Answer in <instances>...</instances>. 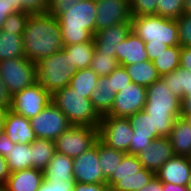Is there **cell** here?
<instances>
[{
  "instance_id": "1",
  "label": "cell",
  "mask_w": 191,
  "mask_h": 191,
  "mask_svg": "<svg viewBox=\"0 0 191 191\" xmlns=\"http://www.w3.org/2000/svg\"><path fill=\"white\" fill-rule=\"evenodd\" d=\"M24 56L38 63L64 48L59 21L48 12L30 14L23 32Z\"/></svg>"
},
{
  "instance_id": "2",
  "label": "cell",
  "mask_w": 191,
  "mask_h": 191,
  "mask_svg": "<svg viewBox=\"0 0 191 191\" xmlns=\"http://www.w3.org/2000/svg\"><path fill=\"white\" fill-rule=\"evenodd\" d=\"M144 111L149 115L153 130L159 137H169L175 120L181 116V99L169 91L160 78L146 88Z\"/></svg>"
},
{
  "instance_id": "3",
  "label": "cell",
  "mask_w": 191,
  "mask_h": 191,
  "mask_svg": "<svg viewBox=\"0 0 191 191\" xmlns=\"http://www.w3.org/2000/svg\"><path fill=\"white\" fill-rule=\"evenodd\" d=\"M96 16V0H76L71 9L58 18L64 45L94 42Z\"/></svg>"
},
{
  "instance_id": "4",
  "label": "cell",
  "mask_w": 191,
  "mask_h": 191,
  "mask_svg": "<svg viewBox=\"0 0 191 191\" xmlns=\"http://www.w3.org/2000/svg\"><path fill=\"white\" fill-rule=\"evenodd\" d=\"M131 31L145 42V46H179L176 19L158 15L132 17Z\"/></svg>"
},
{
  "instance_id": "5",
  "label": "cell",
  "mask_w": 191,
  "mask_h": 191,
  "mask_svg": "<svg viewBox=\"0 0 191 191\" xmlns=\"http://www.w3.org/2000/svg\"><path fill=\"white\" fill-rule=\"evenodd\" d=\"M67 117L71 125L99 127L101 116L89 98L67 86L52 94L51 100Z\"/></svg>"
},
{
  "instance_id": "6",
  "label": "cell",
  "mask_w": 191,
  "mask_h": 191,
  "mask_svg": "<svg viewBox=\"0 0 191 191\" xmlns=\"http://www.w3.org/2000/svg\"><path fill=\"white\" fill-rule=\"evenodd\" d=\"M37 65V81L51 94L69 86L78 69L64 49L42 58Z\"/></svg>"
},
{
  "instance_id": "7",
  "label": "cell",
  "mask_w": 191,
  "mask_h": 191,
  "mask_svg": "<svg viewBox=\"0 0 191 191\" xmlns=\"http://www.w3.org/2000/svg\"><path fill=\"white\" fill-rule=\"evenodd\" d=\"M0 78L12 97L37 82V65L26 57L2 60L0 61Z\"/></svg>"
},
{
  "instance_id": "8",
  "label": "cell",
  "mask_w": 191,
  "mask_h": 191,
  "mask_svg": "<svg viewBox=\"0 0 191 191\" xmlns=\"http://www.w3.org/2000/svg\"><path fill=\"white\" fill-rule=\"evenodd\" d=\"M98 139V127L71 125L55 140V149L59 154L76 158L87 151Z\"/></svg>"
},
{
  "instance_id": "9",
  "label": "cell",
  "mask_w": 191,
  "mask_h": 191,
  "mask_svg": "<svg viewBox=\"0 0 191 191\" xmlns=\"http://www.w3.org/2000/svg\"><path fill=\"white\" fill-rule=\"evenodd\" d=\"M52 100V94L38 81L11 97L10 109L28 119L35 117Z\"/></svg>"
},
{
  "instance_id": "10",
  "label": "cell",
  "mask_w": 191,
  "mask_h": 191,
  "mask_svg": "<svg viewBox=\"0 0 191 191\" xmlns=\"http://www.w3.org/2000/svg\"><path fill=\"white\" fill-rule=\"evenodd\" d=\"M133 128L128 118L104 115L98 127V138L108 147L128 154Z\"/></svg>"
},
{
  "instance_id": "11",
  "label": "cell",
  "mask_w": 191,
  "mask_h": 191,
  "mask_svg": "<svg viewBox=\"0 0 191 191\" xmlns=\"http://www.w3.org/2000/svg\"><path fill=\"white\" fill-rule=\"evenodd\" d=\"M30 124L36 138L53 141L71 126L65 114L52 101L30 119Z\"/></svg>"
},
{
  "instance_id": "12",
  "label": "cell",
  "mask_w": 191,
  "mask_h": 191,
  "mask_svg": "<svg viewBox=\"0 0 191 191\" xmlns=\"http://www.w3.org/2000/svg\"><path fill=\"white\" fill-rule=\"evenodd\" d=\"M74 181L82 184H107L98 157V139L87 151L73 158Z\"/></svg>"
},
{
  "instance_id": "13",
  "label": "cell",
  "mask_w": 191,
  "mask_h": 191,
  "mask_svg": "<svg viewBox=\"0 0 191 191\" xmlns=\"http://www.w3.org/2000/svg\"><path fill=\"white\" fill-rule=\"evenodd\" d=\"M146 99V87L131 82L116 93L113 107L107 115L128 118L144 109Z\"/></svg>"
},
{
  "instance_id": "14",
  "label": "cell",
  "mask_w": 191,
  "mask_h": 191,
  "mask_svg": "<svg viewBox=\"0 0 191 191\" xmlns=\"http://www.w3.org/2000/svg\"><path fill=\"white\" fill-rule=\"evenodd\" d=\"M95 33L132 19L129 0H96Z\"/></svg>"
},
{
  "instance_id": "15",
  "label": "cell",
  "mask_w": 191,
  "mask_h": 191,
  "mask_svg": "<svg viewBox=\"0 0 191 191\" xmlns=\"http://www.w3.org/2000/svg\"><path fill=\"white\" fill-rule=\"evenodd\" d=\"M174 155L169 137H158L140 150L136 157L143 168L156 174L161 166Z\"/></svg>"
},
{
  "instance_id": "16",
  "label": "cell",
  "mask_w": 191,
  "mask_h": 191,
  "mask_svg": "<svg viewBox=\"0 0 191 191\" xmlns=\"http://www.w3.org/2000/svg\"><path fill=\"white\" fill-rule=\"evenodd\" d=\"M130 31L131 22H126L96 32L93 37L95 51L109 57H116L118 45L126 39Z\"/></svg>"
},
{
  "instance_id": "17",
  "label": "cell",
  "mask_w": 191,
  "mask_h": 191,
  "mask_svg": "<svg viewBox=\"0 0 191 191\" xmlns=\"http://www.w3.org/2000/svg\"><path fill=\"white\" fill-rule=\"evenodd\" d=\"M128 120L133 128V136L130 140L128 154L137 155L140 150L148 146L159 136L156 130H153L151 119L144 110L128 117Z\"/></svg>"
},
{
  "instance_id": "18",
  "label": "cell",
  "mask_w": 191,
  "mask_h": 191,
  "mask_svg": "<svg viewBox=\"0 0 191 191\" xmlns=\"http://www.w3.org/2000/svg\"><path fill=\"white\" fill-rule=\"evenodd\" d=\"M161 79L169 91L182 100L181 114H191V72L179 66Z\"/></svg>"
},
{
  "instance_id": "19",
  "label": "cell",
  "mask_w": 191,
  "mask_h": 191,
  "mask_svg": "<svg viewBox=\"0 0 191 191\" xmlns=\"http://www.w3.org/2000/svg\"><path fill=\"white\" fill-rule=\"evenodd\" d=\"M3 131L15 144H31L35 139L30 119L7 109L3 118Z\"/></svg>"
},
{
  "instance_id": "20",
  "label": "cell",
  "mask_w": 191,
  "mask_h": 191,
  "mask_svg": "<svg viewBox=\"0 0 191 191\" xmlns=\"http://www.w3.org/2000/svg\"><path fill=\"white\" fill-rule=\"evenodd\" d=\"M191 163L187 156L174 155L165 162L155 176L162 183L188 186Z\"/></svg>"
},
{
  "instance_id": "21",
  "label": "cell",
  "mask_w": 191,
  "mask_h": 191,
  "mask_svg": "<svg viewBox=\"0 0 191 191\" xmlns=\"http://www.w3.org/2000/svg\"><path fill=\"white\" fill-rule=\"evenodd\" d=\"M118 46L116 59L121 66L137 64L149 60L145 42L132 31H130L126 39Z\"/></svg>"
},
{
  "instance_id": "22",
  "label": "cell",
  "mask_w": 191,
  "mask_h": 191,
  "mask_svg": "<svg viewBox=\"0 0 191 191\" xmlns=\"http://www.w3.org/2000/svg\"><path fill=\"white\" fill-rule=\"evenodd\" d=\"M44 180L42 170L36 168L11 172L5 187L7 191H38Z\"/></svg>"
},
{
  "instance_id": "23",
  "label": "cell",
  "mask_w": 191,
  "mask_h": 191,
  "mask_svg": "<svg viewBox=\"0 0 191 191\" xmlns=\"http://www.w3.org/2000/svg\"><path fill=\"white\" fill-rule=\"evenodd\" d=\"M115 90H113L112 79L108 76L99 77L96 89L91 93L90 100L96 112L102 117L107 115L115 101Z\"/></svg>"
},
{
  "instance_id": "24",
  "label": "cell",
  "mask_w": 191,
  "mask_h": 191,
  "mask_svg": "<svg viewBox=\"0 0 191 191\" xmlns=\"http://www.w3.org/2000/svg\"><path fill=\"white\" fill-rule=\"evenodd\" d=\"M47 181L75 182L73 176V158L55 153L47 167L43 170Z\"/></svg>"
},
{
  "instance_id": "25",
  "label": "cell",
  "mask_w": 191,
  "mask_h": 191,
  "mask_svg": "<svg viewBox=\"0 0 191 191\" xmlns=\"http://www.w3.org/2000/svg\"><path fill=\"white\" fill-rule=\"evenodd\" d=\"M169 139L175 155L188 157L191 154V127L181 116L175 120Z\"/></svg>"
},
{
  "instance_id": "26",
  "label": "cell",
  "mask_w": 191,
  "mask_h": 191,
  "mask_svg": "<svg viewBox=\"0 0 191 191\" xmlns=\"http://www.w3.org/2000/svg\"><path fill=\"white\" fill-rule=\"evenodd\" d=\"M155 177L152 171L142 168L135 176L111 177L107 185L112 191H138L146 186Z\"/></svg>"
},
{
  "instance_id": "27",
  "label": "cell",
  "mask_w": 191,
  "mask_h": 191,
  "mask_svg": "<svg viewBox=\"0 0 191 191\" xmlns=\"http://www.w3.org/2000/svg\"><path fill=\"white\" fill-rule=\"evenodd\" d=\"M132 83L148 87L161 78L153 61L146 60L137 64L124 66Z\"/></svg>"
},
{
  "instance_id": "28",
  "label": "cell",
  "mask_w": 191,
  "mask_h": 191,
  "mask_svg": "<svg viewBox=\"0 0 191 191\" xmlns=\"http://www.w3.org/2000/svg\"><path fill=\"white\" fill-rule=\"evenodd\" d=\"M55 153V142L53 140L36 138L31 143V168L43 171Z\"/></svg>"
},
{
  "instance_id": "29",
  "label": "cell",
  "mask_w": 191,
  "mask_h": 191,
  "mask_svg": "<svg viewBox=\"0 0 191 191\" xmlns=\"http://www.w3.org/2000/svg\"><path fill=\"white\" fill-rule=\"evenodd\" d=\"M126 153L108 147L98 138V157L105 180L108 181Z\"/></svg>"
},
{
  "instance_id": "30",
  "label": "cell",
  "mask_w": 191,
  "mask_h": 191,
  "mask_svg": "<svg viewBox=\"0 0 191 191\" xmlns=\"http://www.w3.org/2000/svg\"><path fill=\"white\" fill-rule=\"evenodd\" d=\"M5 158L10 172L31 168V144L15 143Z\"/></svg>"
},
{
  "instance_id": "31",
  "label": "cell",
  "mask_w": 191,
  "mask_h": 191,
  "mask_svg": "<svg viewBox=\"0 0 191 191\" xmlns=\"http://www.w3.org/2000/svg\"><path fill=\"white\" fill-rule=\"evenodd\" d=\"M24 56L23 36L0 31V61Z\"/></svg>"
},
{
  "instance_id": "32",
  "label": "cell",
  "mask_w": 191,
  "mask_h": 191,
  "mask_svg": "<svg viewBox=\"0 0 191 191\" xmlns=\"http://www.w3.org/2000/svg\"><path fill=\"white\" fill-rule=\"evenodd\" d=\"M99 76L91 69H78L71 78L69 87L75 89L85 98H90L91 93L96 89Z\"/></svg>"
},
{
  "instance_id": "33",
  "label": "cell",
  "mask_w": 191,
  "mask_h": 191,
  "mask_svg": "<svg viewBox=\"0 0 191 191\" xmlns=\"http://www.w3.org/2000/svg\"><path fill=\"white\" fill-rule=\"evenodd\" d=\"M63 49L69 53L72 60V65H75L77 69H85L90 67L93 53L95 51L94 42L64 46Z\"/></svg>"
},
{
  "instance_id": "34",
  "label": "cell",
  "mask_w": 191,
  "mask_h": 191,
  "mask_svg": "<svg viewBox=\"0 0 191 191\" xmlns=\"http://www.w3.org/2000/svg\"><path fill=\"white\" fill-rule=\"evenodd\" d=\"M180 52V46H169L165 52L157 55L153 64L161 77L175 71L179 67Z\"/></svg>"
},
{
  "instance_id": "35",
  "label": "cell",
  "mask_w": 191,
  "mask_h": 191,
  "mask_svg": "<svg viewBox=\"0 0 191 191\" xmlns=\"http://www.w3.org/2000/svg\"><path fill=\"white\" fill-rule=\"evenodd\" d=\"M119 63L116 57H109L106 54L93 53L90 67L99 77H105L111 74Z\"/></svg>"
},
{
  "instance_id": "36",
  "label": "cell",
  "mask_w": 191,
  "mask_h": 191,
  "mask_svg": "<svg viewBox=\"0 0 191 191\" xmlns=\"http://www.w3.org/2000/svg\"><path fill=\"white\" fill-rule=\"evenodd\" d=\"M49 0H10V7L29 14L47 13Z\"/></svg>"
},
{
  "instance_id": "37",
  "label": "cell",
  "mask_w": 191,
  "mask_h": 191,
  "mask_svg": "<svg viewBox=\"0 0 191 191\" xmlns=\"http://www.w3.org/2000/svg\"><path fill=\"white\" fill-rule=\"evenodd\" d=\"M184 14V0H158L156 15L177 19Z\"/></svg>"
},
{
  "instance_id": "38",
  "label": "cell",
  "mask_w": 191,
  "mask_h": 191,
  "mask_svg": "<svg viewBox=\"0 0 191 191\" xmlns=\"http://www.w3.org/2000/svg\"><path fill=\"white\" fill-rule=\"evenodd\" d=\"M143 168L136 155L125 154L112 177L135 176Z\"/></svg>"
},
{
  "instance_id": "39",
  "label": "cell",
  "mask_w": 191,
  "mask_h": 191,
  "mask_svg": "<svg viewBox=\"0 0 191 191\" xmlns=\"http://www.w3.org/2000/svg\"><path fill=\"white\" fill-rule=\"evenodd\" d=\"M29 15L26 12H16L9 15L3 24L2 31L11 32V34L15 35H23Z\"/></svg>"
},
{
  "instance_id": "40",
  "label": "cell",
  "mask_w": 191,
  "mask_h": 191,
  "mask_svg": "<svg viewBox=\"0 0 191 191\" xmlns=\"http://www.w3.org/2000/svg\"><path fill=\"white\" fill-rule=\"evenodd\" d=\"M176 21L179 33V46L191 47V14H182Z\"/></svg>"
},
{
  "instance_id": "41",
  "label": "cell",
  "mask_w": 191,
  "mask_h": 191,
  "mask_svg": "<svg viewBox=\"0 0 191 191\" xmlns=\"http://www.w3.org/2000/svg\"><path fill=\"white\" fill-rule=\"evenodd\" d=\"M158 0H132L131 15L132 17L144 16V15H156Z\"/></svg>"
},
{
  "instance_id": "42",
  "label": "cell",
  "mask_w": 191,
  "mask_h": 191,
  "mask_svg": "<svg viewBox=\"0 0 191 191\" xmlns=\"http://www.w3.org/2000/svg\"><path fill=\"white\" fill-rule=\"evenodd\" d=\"M108 77L112 79L113 90H115V93H118L122 88L132 82L124 66L121 65L109 74Z\"/></svg>"
},
{
  "instance_id": "43",
  "label": "cell",
  "mask_w": 191,
  "mask_h": 191,
  "mask_svg": "<svg viewBox=\"0 0 191 191\" xmlns=\"http://www.w3.org/2000/svg\"><path fill=\"white\" fill-rule=\"evenodd\" d=\"M75 1L76 0H49L47 12L58 19L63 13L71 9Z\"/></svg>"
},
{
  "instance_id": "44",
  "label": "cell",
  "mask_w": 191,
  "mask_h": 191,
  "mask_svg": "<svg viewBox=\"0 0 191 191\" xmlns=\"http://www.w3.org/2000/svg\"><path fill=\"white\" fill-rule=\"evenodd\" d=\"M75 182L43 180L38 191H73Z\"/></svg>"
},
{
  "instance_id": "45",
  "label": "cell",
  "mask_w": 191,
  "mask_h": 191,
  "mask_svg": "<svg viewBox=\"0 0 191 191\" xmlns=\"http://www.w3.org/2000/svg\"><path fill=\"white\" fill-rule=\"evenodd\" d=\"M107 184H82L75 182L73 191H109Z\"/></svg>"
},
{
  "instance_id": "46",
  "label": "cell",
  "mask_w": 191,
  "mask_h": 191,
  "mask_svg": "<svg viewBox=\"0 0 191 191\" xmlns=\"http://www.w3.org/2000/svg\"><path fill=\"white\" fill-rule=\"evenodd\" d=\"M16 12L17 11L13 7H10V0H0V31L2 30L6 18Z\"/></svg>"
},
{
  "instance_id": "47",
  "label": "cell",
  "mask_w": 191,
  "mask_h": 191,
  "mask_svg": "<svg viewBox=\"0 0 191 191\" xmlns=\"http://www.w3.org/2000/svg\"><path fill=\"white\" fill-rule=\"evenodd\" d=\"M11 96L8 94L4 82L0 78V108L3 110L10 109Z\"/></svg>"
},
{
  "instance_id": "48",
  "label": "cell",
  "mask_w": 191,
  "mask_h": 191,
  "mask_svg": "<svg viewBox=\"0 0 191 191\" xmlns=\"http://www.w3.org/2000/svg\"><path fill=\"white\" fill-rule=\"evenodd\" d=\"M179 66L191 72V47H181Z\"/></svg>"
},
{
  "instance_id": "49",
  "label": "cell",
  "mask_w": 191,
  "mask_h": 191,
  "mask_svg": "<svg viewBox=\"0 0 191 191\" xmlns=\"http://www.w3.org/2000/svg\"><path fill=\"white\" fill-rule=\"evenodd\" d=\"M13 146H14V143L8 138L7 134L4 131H2L0 134V155H2L3 157H6L8 154V151Z\"/></svg>"
},
{
  "instance_id": "50",
  "label": "cell",
  "mask_w": 191,
  "mask_h": 191,
  "mask_svg": "<svg viewBox=\"0 0 191 191\" xmlns=\"http://www.w3.org/2000/svg\"><path fill=\"white\" fill-rule=\"evenodd\" d=\"M6 158L0 155V185H5L10 175Z\"/></svg>"
},
{
  "instance_id": "51",
  "label": "cell",
  "mask_w": 191,
  "mask_h": 191,
  "mask_svg": "<svg viewBox=\"0 0 191 191\" xmlns=\"http://www.w3.org/2000/svg\"><path fill=\"white\" fill-rule=\"evenodd\" d=\"M169 46H145L148 59L154 61L157 58V55L165 52Z\"/></svg>"
},
{
  "instance_id": "52",
  "label": "cell",
  "mask_w": 191,
  "mask_h": 191,
  "mask_svg": "<svg viewBox=\"0 0 191 191\" xmlns=\"http://www.w3.org/2000/svg\"><path fill=\"white\" fill-rule=\"evenodd\" d=\"M138 191H163L162 182L155 176L146 186Z\"/></svg>"
},
{
  "instance_id": "53",
  "label": "cell",
  "mask_w": 191,
  "mask_h": 191,
  "mask_svg": "<svg viewBox=\"0 0 191 191\" xmlns=\"http://www.w3.org/2000/svg\"><path fill=\"white\" fill-rule=\"evenodd\" d=\"M163 191H188L187 186L175 185L171 183H162Z\"/></svg>"
},
{
  "instance_id": "54",
  "label": "cell",
  "mask_w": 191,
  "mask_h": 191,
  "mask_svg": "<svg viewBox=\"0 0 191 191\" xmlns=\"http://www.w3.org/2000/svg\"><path fill=\"white\" fill-rule=\"evenodd\" d=\"M184 14H191V0H184Z\"/></svg>"
},
{
  "instance_id": "55",
  "label": "cell",
  "mask_w": 191,
  "mask_h": 191,
  "mask_svg": "<svg viewBox=\"0 0 191 191\" xmlns=\"http://www.w3.org/2000/svg\"><path fill=\"white\" fill-rule=\"evenodd\" d=\"M5 110L0 108V134L3 131V118H4Z\"/></svg>"
},
{
  "instance_id": "56",
  "label": "cell",
  "mask_w": 191,
  "mask_h": 191,
  "mask_svg": "<svg viewBox=\"0 0 191 191\" xmlns=\"http://www.w3.org/2000/svg\"><path fill=\"white\" fill-rule=\"evenodd\" d=\"M181 117L186 121L188 125L191 127V114H181Z\"/></svg>"
},
{
  "instance_id": "57",
  "label": "cell",
  "mask_w": 191,
  "mask_h": 191,
  "mask_svg": "<svg viewBox=\"0 0 191 191\" xmlns=\"http://www.w3.org/2000/svg\"><path fill=\"white\" fill-rule=\"evenodd\" d=\"M188 191H191V171H190V175H189V183H188Z\"/></svg>"
},
{
  "instance_id": "58",
  "label": "cell",
  "mask_w": 191,
  "mask_h": 191,
  "mask_svg": "<svg viewBox=\"0 0 191 191\" xmlns=\"http://www.w3.org/2000/svg\"><path fill=\"white\" fill-rule=\"evenodd\" d=\"M0 191H7L5 185H0Z\"/></svg>"
},
{
  "instance_id": "59",
  "label": "cell",
  "mask_w": 191,
  "mask_h": 191,
  "mask_svg": "<svg viewBox=\"0 0 191 191\" xmlns=\"http://www.w3.org/2000/svg\"><path fill=\"white\" fill-rule=\"evenodd\" d=\"M189 160H190V163H191V154L188 156Z\"/></svg>"
}]
</instances>
